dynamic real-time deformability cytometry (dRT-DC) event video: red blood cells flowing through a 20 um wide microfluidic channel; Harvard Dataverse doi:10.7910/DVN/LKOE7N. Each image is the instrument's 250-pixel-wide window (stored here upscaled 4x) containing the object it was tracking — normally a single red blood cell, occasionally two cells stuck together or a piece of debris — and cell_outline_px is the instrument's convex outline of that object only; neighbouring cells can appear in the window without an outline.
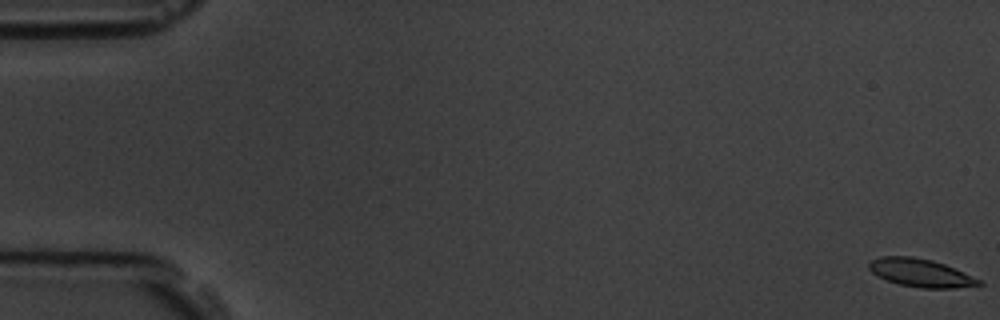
{"species": "common noctule bat (a hibernating species)", "species_latin": "Nyctalus noctula", "temperature_condition": "room temperature", "stored_images_in_passage": 5, "camera_frame_rate_fps": 3000, "um_per_image_px": 0.085, "animal": {"sex": "male", "body_mass_g": 19.5, "forearm_length_mm": 54.6}, "frame": {"image": 1, "passage_image": 1, "time_ms": 0.0, "image_size_px": [1000, 320], "cell_outline_px": [[984, 284], [956, 288], [920, 288], [900, 284], [876, 276], [868, 268], [868, 264], [872, 260], [880, 256], [912, 256], [932, 260], [944, 264], [980, 280]], "centroid_in_image_um": [78.22, 23.19], "position_along_channel_um": 6.8, "area_um2": 17.8}}
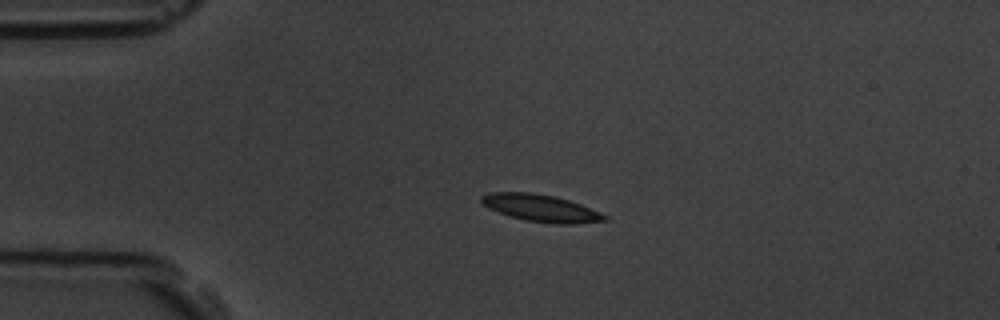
{"frame": {"image": 2, "passage_image": 4, "time_ms": 4.333, "image_size_px": [1000, 320], "cell_outline_px": [[608, 220], [576, 224], [556, 224], [524, 220], [508, 216], [488, 208], [480, 204], [480, 196], [488, 192], [532, 192], [556, 196], [580, 204], [600, 212], [608, 216]], "centroid_in_image_um": [45.93, 17.68], "position_along_channel_um": 39.1, "area_um2": 19.77}}